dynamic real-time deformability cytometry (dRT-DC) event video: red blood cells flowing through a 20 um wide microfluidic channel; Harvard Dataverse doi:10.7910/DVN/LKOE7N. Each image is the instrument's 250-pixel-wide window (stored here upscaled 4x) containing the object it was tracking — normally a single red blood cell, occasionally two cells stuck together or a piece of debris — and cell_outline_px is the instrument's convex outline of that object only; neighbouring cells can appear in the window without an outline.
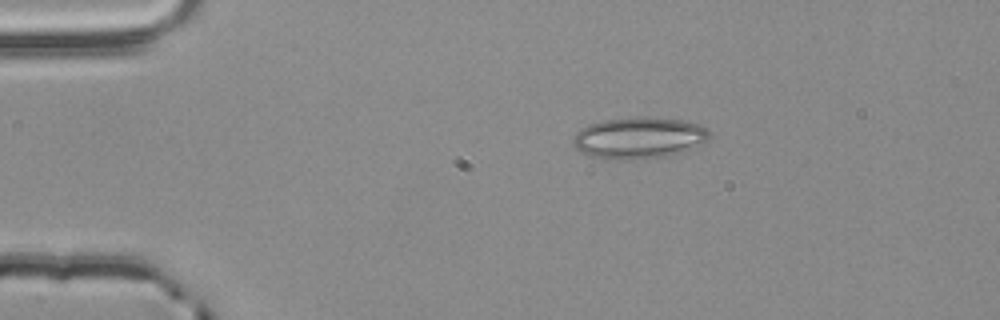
{"species": "common noctule bat (a hibernating species)", "species_latin": "Nyctalus noctula", "temperature_condition": "room temperature", "stored_images_in_passage": 45, "camera_frame_rate_fps": 3000, "um_per_image_px": 0.085, "animal": {"sex": "male", "body_mass_g": 20.4}, "frame": {"image": 1, "passage_image": 1, "time_ms": 0.0, "image_size_px": [1000, 320], "cell_outline_px": [[712, 136], [708, 140], [680, 152], [668, 156], [628, 160], [604, 160], [588, 156], [580, 152], [572, 144], [572, 140], [576, 132], [580, 128], [588, 124], [604, 120], [632, 116], [640, 116], [680, 120], [696, 124], [712, 132]], "centroid_in_image_um": [54.23, 11.73], "position_along_channel_um": 30.8, "area_um2": 33.35}}
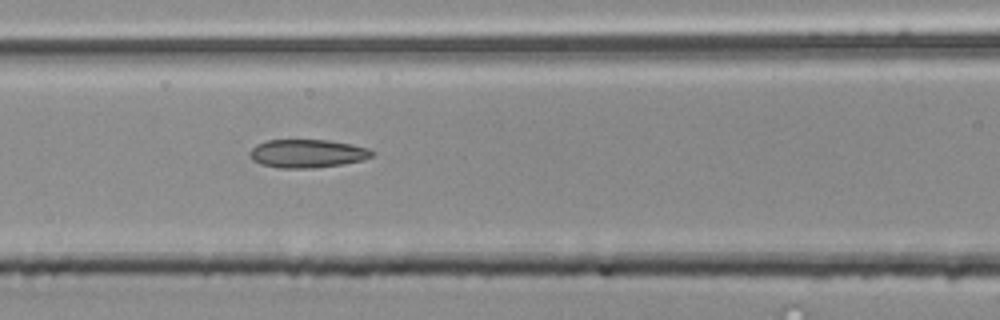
{"frame": {"image": 2, "passage_image": 14, "time_ms": 4.333, "image_size_px": [1000, 320], "cell_outline_px": [[376, 152], [372, 156], [364, 160], [340, 164], [312, 168], [280, 168], [260, 164], [252, 160], [248, 152], [256, 144], [268, 140], [328, 140], [352, 144], [368, 148]], "centroid_in_image_um": [26.11, 13.04], "position_along_channel_um": 140.5, "area_um2": 20.23}}
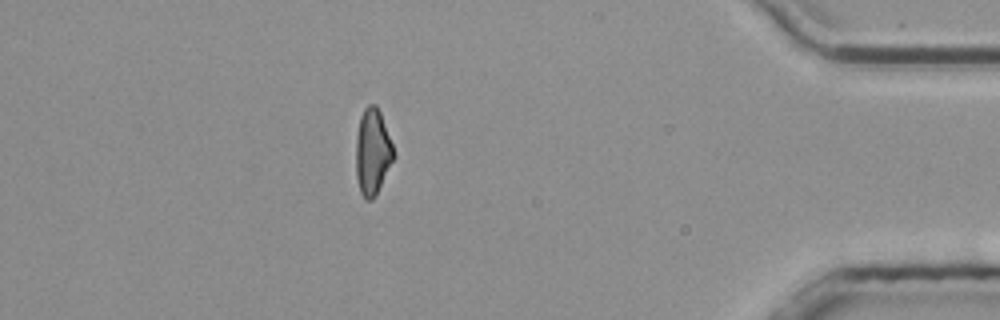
{"frame": {"image": 3, "passage_image": 38, "time_ms": 12.333, "image_size_px": [1000, 320], "cell_outline_px": [[396, 156], [376, 196], [372, 200], [364, 200], [360, 192], [356, 176], [356, 136], [360, 116], [364, 108], [368, 104], [376, 104], [380, 112], [392, 144]], "centroid_in_image_um": [31.67, 12.94], "position_along_channel_um": 403.5, "area_um2": 19.19}, "authors_computed_cell_mechanics": {"area_um2": 19.8254, "velocity_mm_per_s": 3.8679, "shape_relaxation_time_tau1_ms": null, "shape_relaxation_time_tau2_ms": 3.0143, "deformation_change_tau1": null, "deformation_change_tau2": 0.1215}}